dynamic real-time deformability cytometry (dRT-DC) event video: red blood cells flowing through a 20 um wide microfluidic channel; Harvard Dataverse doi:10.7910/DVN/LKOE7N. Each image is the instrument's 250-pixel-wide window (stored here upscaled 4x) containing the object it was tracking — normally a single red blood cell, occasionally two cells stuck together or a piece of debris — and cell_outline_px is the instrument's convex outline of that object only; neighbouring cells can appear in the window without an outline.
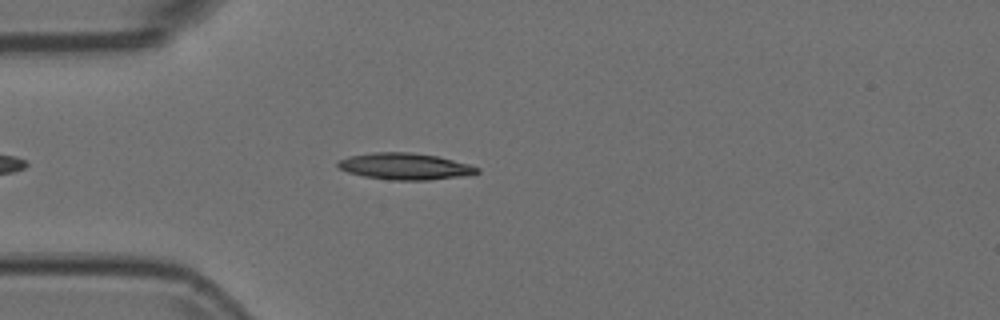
{"species": "Egyptian fruit bat (a non-hibernating species)", "species_latin": "Rousettus aegyptiacus", "temperature_condition": "room temperature", "stored_images_in_passage": 45, "camera_frame_rate_fps": 3000, "um_per_image_px": 0.085, "animal": {"sex": "female"}, "frame": {"image": 1, "passage_image": 6, "time_ms": 1.667, "image_size_px": [1000, 320], "cell_outline_px": [[480, 172], [460, 176], [428, 180], [392, 180], [364, 176], [348, 172], [340, 168], [336, 164], [336, 160], [348, 156], [372, 152], [412, 152], [436, 156], [468, 164], [480, 168]], "centroid_in_image_um": [34.37, 14.13], "position_along_channel_um": 50.6, "area_um2": 21.44}}
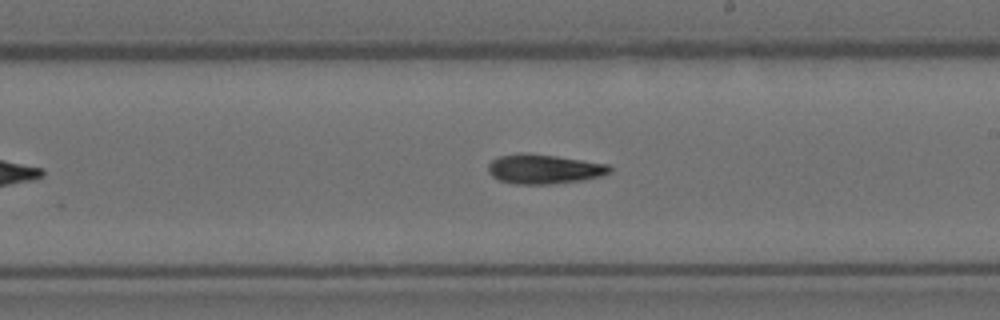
{"frame": {"image": 2, "passage_image": 22, "time_ms": 7.0, "image_size_px": [1000, 320], "cell_outline_px": [[612, 172], [600, 176], [580, 180], [548, 184], [516, 184], [500, 180], [492, 176], [488, 172], [488, 164], [492, 160], [500, 156], [520, 152], [524, 152], [556, 156], [608, 164], [612, 168]], "centroid_in_image_um": [46.22, 14.36], "position_along_channel_um": 242.8, "area_um2": 20.81}}
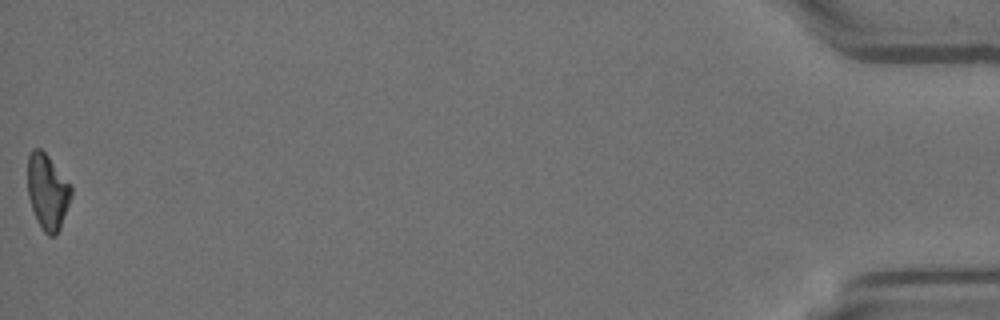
{"frame": {"image": 3, "passage_image": 45, "time_ms": 14.667, "image_size_px": [1000, 320], "cell_outline_px": [[72, 196], [60, 228], [56, 236], [48, 236], [44, 232], [32, 208], [28, 196], [28, 156], [32, 148], [40, 148], [48, 156], [72, 184]], "centroid_in_image_um": [4.06, 16.28], "position_along_channel_um": 431.1, "area_um2": 19.19}}